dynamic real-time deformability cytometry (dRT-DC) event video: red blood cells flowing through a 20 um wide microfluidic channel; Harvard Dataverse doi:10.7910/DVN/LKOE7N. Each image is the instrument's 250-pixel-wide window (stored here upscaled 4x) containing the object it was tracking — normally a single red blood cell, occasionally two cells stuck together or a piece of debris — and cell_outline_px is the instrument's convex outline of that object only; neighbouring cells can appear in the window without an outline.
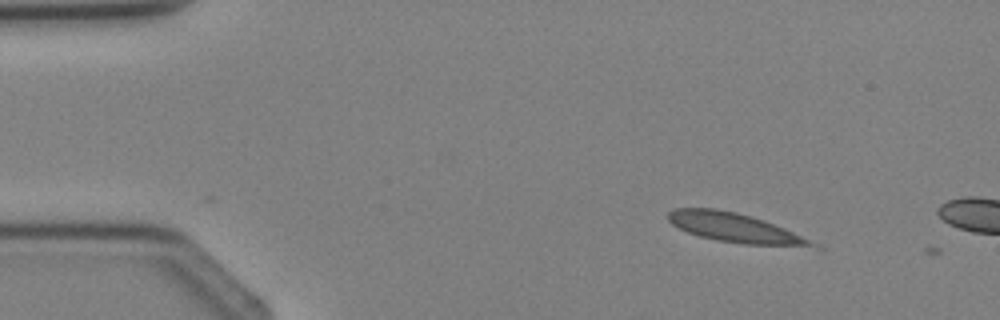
{"species": "Egyptian fruit bat (a non-hibernating species)", "species_latin": "Rousettus aegyptiacus", "temperature_condition": "cold", "stored_images_in_passage": 2, "camera_frame_rate_fps": 3000, "um_per_image_px": 0.085, "animal": {"sex": "female"}, "frame": {"image": 1, "passage_image": 1, "time_ms": 0.0, "image_size_px": [1000, 320], "cell_outline_px": [[824, 248], [816, 248], [744, 244], [716, 240], [700, 236], [688, 232], [672, 224], [668, 220], [668, 212], [672, 208], [716, 208], [736, 212], [752, 216], [764, 220], [784, 228], [820, 244]], "centroid_in_image_um": [62.54, 19.38], "position_along_channel_um": 22.5, "area_um2": 24.8}}